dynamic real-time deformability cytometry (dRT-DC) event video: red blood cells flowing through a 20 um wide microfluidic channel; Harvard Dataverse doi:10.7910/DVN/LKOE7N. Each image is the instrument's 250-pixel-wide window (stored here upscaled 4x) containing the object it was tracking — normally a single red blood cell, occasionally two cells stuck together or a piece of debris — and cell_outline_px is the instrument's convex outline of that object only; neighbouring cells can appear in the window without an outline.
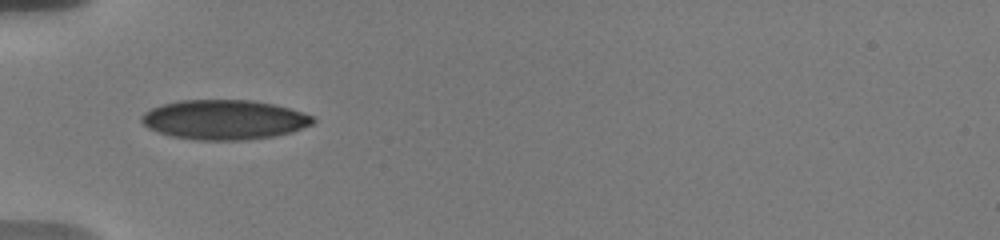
{"species": "human", "species_latin": "Homo sapiens", "temperature_condition": "warm", "stored_images_in_passage": 5, "camera_frame_rate_fps": 3000, "um_per_image_px": 0.085, "donor": {"sex": "male"}, "frame": {"image": 1, "passage_image": 1, "time_ms": 0.0, "image_size_px": [1000, 240], "cell_outline_px": [[316, 120], [312, 124], [292, 132], [276, 136], [244, 140], [196, 140], [172, 136], [148, 128], [140, 120], [140, 116], [144, 112], [160, 104], [176, 100], [252, 100], [272, 104], [288, 108], [312, 116]], "centroid_in_image_um": [19.03, 10.17], "position_along_channel_um": 66.0, "area_um2": 39.65}}
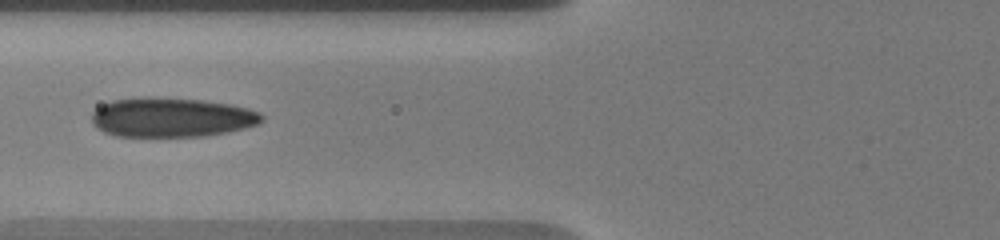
{"frame": {"image": 2, "passage_image": 4, "time_ms": 1.333, "image_size_px": [1000, 240], "cell_outline_px": [[264, 120], [260, 124], [228, 132], [204, 136], [116, 136], [104, 132], [96, 128], [92, 124], [92, 112], [96, 108], [112, 100], [148, 96], [204, 100], [228, 104], [248, 108], [260, 112], [264, 116]], "centroid_in_image_um": [14.59, 9.97], "position_along_channel_um": 111.2, "area_um2": 39.42}}